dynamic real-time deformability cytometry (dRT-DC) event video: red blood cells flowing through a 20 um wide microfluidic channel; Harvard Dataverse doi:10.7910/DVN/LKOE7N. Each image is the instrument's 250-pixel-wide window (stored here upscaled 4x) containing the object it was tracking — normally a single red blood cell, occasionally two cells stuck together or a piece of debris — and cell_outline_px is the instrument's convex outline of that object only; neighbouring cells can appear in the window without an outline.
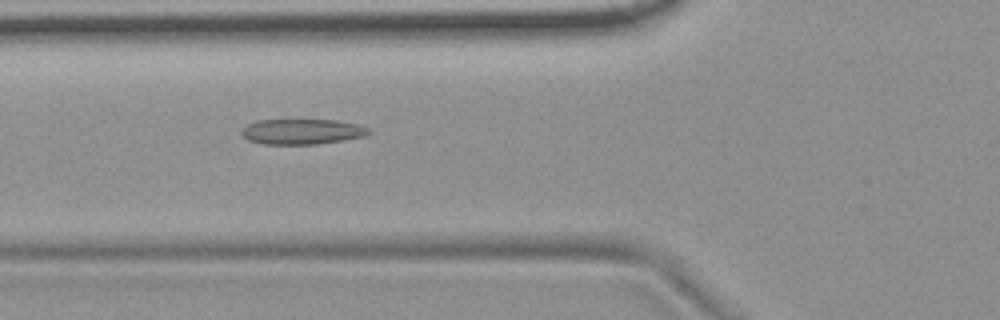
{"species": "common noctule bat (a hibernating species)", "species_latin": "Nyctalus noctula", "temperature_condition": "room temperature", "stored_images_in_passage": 40, "camera_frame_rate_fps": 3000, "um_per_image_px": 0.085, "animal": {"sex": "female", "body_mass_g": 19.9}, "frame": {"image": 1, "passage_image": 6, "time_ms": 1.667, "image_size_px": [1000, 320], "cell_outline_px": [[372, 132], [364, 136], [344, 140], [316, 144], [260, 144], [248, 140], [240, 132], [248, 124], [256, 120], [336, 120], [356, 124], [368, 128]], "centroid_in_image_um": [25.66, 11.19], "position_along_channel_um": 100.1, "area_um2": 18.73}}
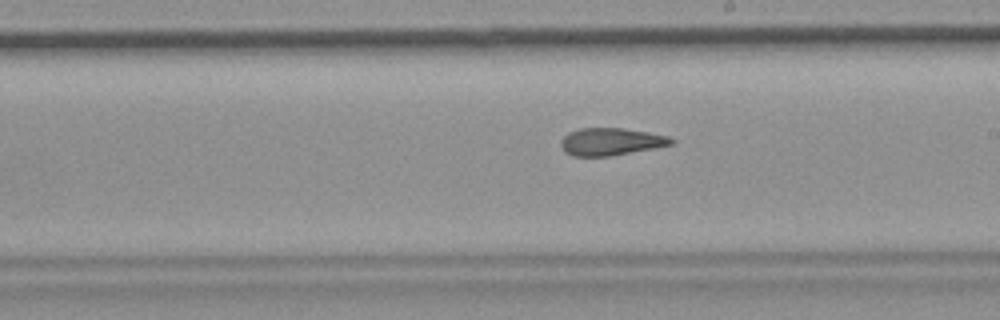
{"frame": {"image": 2, "passage_image": 17, "time_ms": 5.333, "image_size_px": [1000, 320], "cell_outline_px": [[676, 144], [608, 156], [572, 156], [564, 152], [560, 144], [560, 140], [568, 132], [580, 128], [624, 128], [648, 132], [668, 136], [676, 140]], "centroid_in_image_um": [51.92, 12.03], "position_along_channel_um": 237.1, "area_um2": 17.74}}
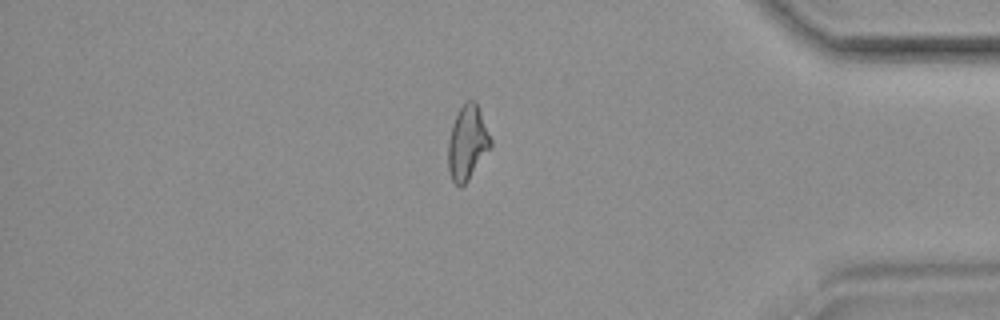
{"frame": {"image": 3, "passage_image": 32, "time_ms": 10.333, "image_size_px": [1000, 320], "cell_outline_px": [[492, 148], [468, 180], [460, 188], [452, 180], [448, 168], [448, 140], [452, 124], [460, 108], [468, 100], [476, 100], [492, 140]], "centroid_in_image_um": [39.75, 12.14], "position_along_channel_um": 395.5, "area_um2": 18.55}, "authors_computed_cell_mechanics": {"area_um2": 18.3804, "velocity_mm_per_s": 3.7362, "shape_relaxation_time_tau1_ms": null, "shape_relaxation_time_tau2_ms": 2.9306, "deformation_change_tau1": null, "deformation_change_tau2": 0.1262}}